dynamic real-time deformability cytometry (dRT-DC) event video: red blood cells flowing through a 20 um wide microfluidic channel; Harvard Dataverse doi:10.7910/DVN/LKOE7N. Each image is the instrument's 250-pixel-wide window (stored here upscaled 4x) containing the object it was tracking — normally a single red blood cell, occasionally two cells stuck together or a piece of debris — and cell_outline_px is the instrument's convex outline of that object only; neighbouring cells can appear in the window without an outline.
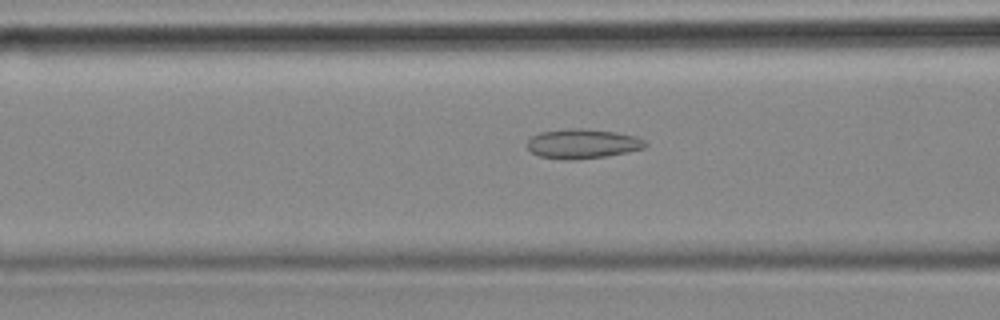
{"species": "common noctule bat (a hibernating species)", "species_latin": "Nyctalus noctula", "temperature_condition": "cold", "stored_images_in_passage": 56, "camera_frame_rate_fps": 3000, "um_per_image_px": 0.085, "animal": {"sex": "female", "body_mass_g": 18.4}, "frame": {"image": 1, "passage_image": 21, "time_ms": 6.667, "image_size_px": [1000, 320], "cell_outline_px": [[648, 144], [644, 148], [604, 156], [576, 160], [564, 160], [540, 156], [532, 152], [528, 148], [528, 140], [532, 136], [540, 132], [568, 128], [580, 128], [616, 132], [636, 136], [644, 140]], "centroid_in_image_um": [49.5, 12.21], "position_along_channel_um": 117.1, "area_um2": 20.23}}
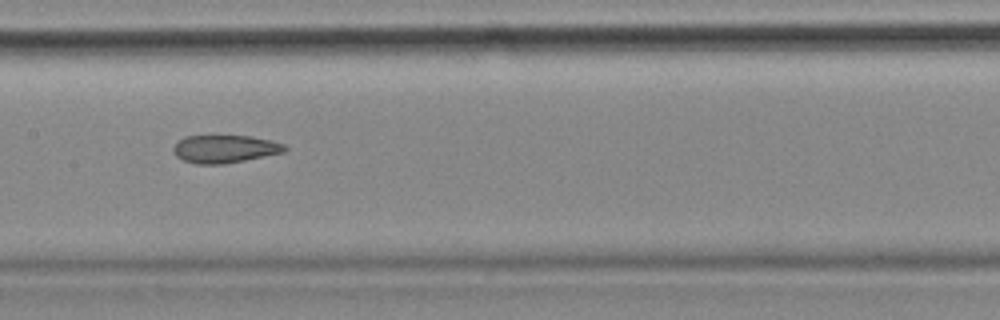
{"frame": {"image": 2, "passage_image": 27, "time_ms": 8.667, "image_size_px": [1000, 320], "cell_outline_px": [[288, 148], [284, 152], [224, 164], [196, 164], [184, 160], [176, 156], [172, 148], [184, 136], [252, 136], [272, 140], [284, 144]], "centroid_in_image_um": [19.12, 12.65], "position_along_channel_um": 188.3, "area_um2": 17.98}}
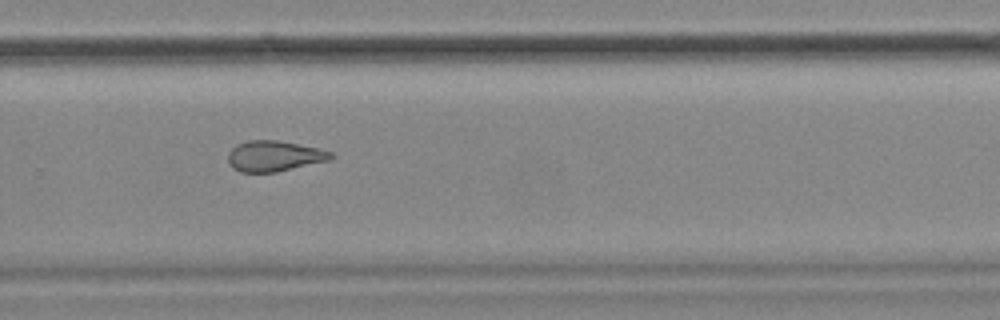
{"frame": {"image": 3, "passage_image": 37, "time_ms": 12.0, "image_size_px": [1000, 320], "cell_outline_px": [[336, 156], [328, 160], [276, 172], [240, 172], [232, 168], [228, 164], [228, 152], [236, 144], [248, 140], [276, 140], [316, 148], [332, 152]], "centroid_in_image_um": [23.25, 13.27], "position_along_channel_um": 306.5, "area_um2": 18.26}, "authors_computed_cell_mechanics": {"area_um2": 20.23, "velocity_mm_per_s": 3.5566, "shape_relaxation_time_tau1_ms": null, "shape_relaxation_time_tau2_ms": 3.4085, "deformation_change_tau1": null, "deformation_change_tau2": 0.1034}}